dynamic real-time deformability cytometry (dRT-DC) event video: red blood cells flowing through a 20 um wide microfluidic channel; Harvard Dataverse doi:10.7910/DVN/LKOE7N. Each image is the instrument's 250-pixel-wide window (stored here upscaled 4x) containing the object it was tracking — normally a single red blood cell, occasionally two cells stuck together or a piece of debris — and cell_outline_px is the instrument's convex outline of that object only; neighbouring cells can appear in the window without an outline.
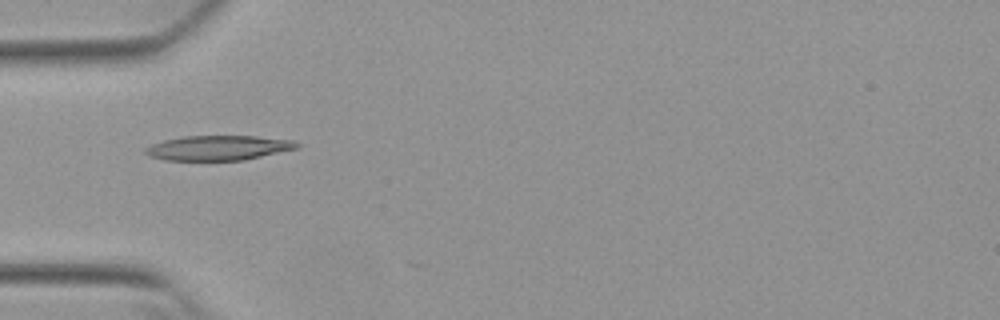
{"species": "Egyptian fruit bat (a non-hibernating species)", "species_latin": "Rousettus aegyptiacus", "temperature_condition": "warm", "stored_images_in_passage": 3, "camera_frame_rate_fps": 3000, "um_per_image_px": 0.085, "animal": {"sex": "female"}, "frame": {"image": 1, "passage_image": 1, "time_ms": 0.0, "image_size_px": [1000, 320], "cell_outline_px": [[300, 148], [244, 160], [164, 160], [148, 156], [144, 152], [144, 148], [152, 144], [164, 140], [184, 136], [256, 136], [292, 140], [300, 144]], "centroid_in_image_um": [18.56, 12.57], "position_along_channel_um": 66.4, "area_um2": 21.96}}